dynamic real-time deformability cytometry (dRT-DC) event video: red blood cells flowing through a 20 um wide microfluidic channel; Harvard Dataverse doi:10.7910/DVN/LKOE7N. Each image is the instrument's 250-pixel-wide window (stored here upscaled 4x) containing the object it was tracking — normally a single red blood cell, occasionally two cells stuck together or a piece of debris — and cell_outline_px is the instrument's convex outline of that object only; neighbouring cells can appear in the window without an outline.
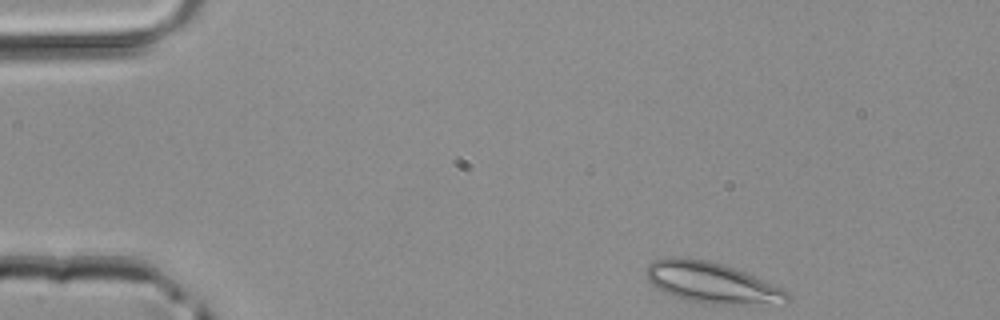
{"species": "common noctule bat (a hibernating species)", "species_latin": "Nyctalus noctula", "temperature_condition": "room temperature", "stored_images_in_passage": 41, "camera_frame_rate_fps": 3000, "um_per_image_px": 0.085, "animal": {"sex": "male", "body_mass_g": 20.4}, "frame": {"image": 1, "passage_image": 1, "time_ms": 0.0, "image_size_px": [1000, 320], "cell_outline_px": [[792, 296], [784, 304], [704, 304], [684, 300], [656, 288], [648, 280], [644, 272], [648, 264], [652, 260], [664, 256], [684, 256], [708, 260], [724, 264], [736, 268], [780, 288], [788, 292]], "centroid_in_image_um": [60.44, 24.01], "position_along_channel_um": 24.6, "area_um2": 34.16}}
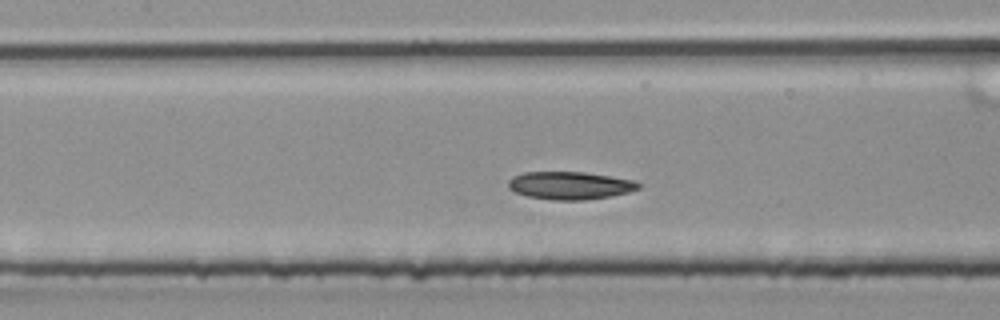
{"frame": {"image": 2, "passage_image": 16, "time_ms": 5.0, "image_size_px": [1000, 320], "cell_outline_px": [[644, 184], [640, 188], [628, 192], [608, 196], [584, 200], [552, 200], [528, 196], [516, 192], [508, 188], [508, 180], [512, 176], [524, 172], [584, 172], [632, 180]], "centroid_in_image_um": [48.43, 15.76], "position_along_channel_um": 159.0, "area_um2": 20.98}}
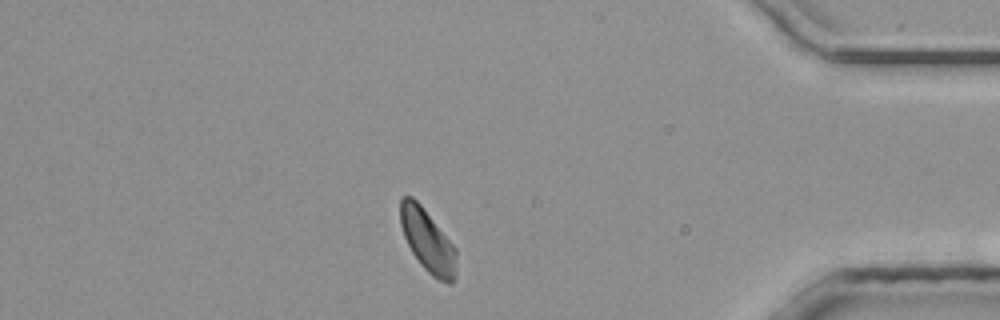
{"frame": {"image": 3, "passage_image": 35, "time_ms": 11.333, "image_size_px": [1000, 320], "cell_outline_px": [[456, 276], [452, 284], [448, 284], [432, 276], [420, 264], [412, 252], [404, 236], [400, 224], [400, 200], [404, 196], [412, 196], [420, 204], [456, 248]], "centroid_in_image_um": [36.35, 20.49], "position_along_channel_um": 398.8, "area_um2": 20.35}}